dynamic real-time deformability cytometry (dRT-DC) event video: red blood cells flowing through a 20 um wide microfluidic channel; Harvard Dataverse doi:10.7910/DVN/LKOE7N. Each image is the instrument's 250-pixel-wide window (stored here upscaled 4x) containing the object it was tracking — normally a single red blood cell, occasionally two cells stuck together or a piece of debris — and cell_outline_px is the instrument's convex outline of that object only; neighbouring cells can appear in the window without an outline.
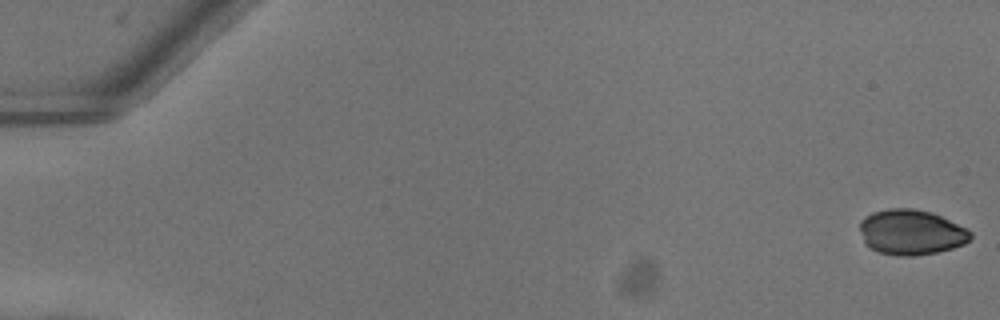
{"species": "common noctule bat (a hibernating species)", "species_latin": "Nyctalus noctula", "temperature_condition": "warm", "stored_images_in_passage": 14, "camera_frame_rate_fps": 3000, "um_per_image_px": 0.085, "animal": {"sex": "female"}, "frame": {"image": 1, "passage_image": 1, "time_ms": 0.0, "image_size_px": [1000, 320], "cell_outline_px": [[972, 236], [964, 244], [952, 248], [936, 252], [916, 256], [896, 256], [880, 252], [864, 244], [860, 232], [860, 220], [864, 216], [872, 212], [888, 208], [912, 208], [932, 212], [968, 228], [972, 232]], "centroid_in_image_um": [77.44, 19.73], "position_along_channel_um": 7.6, "area_um2": 29.48}}
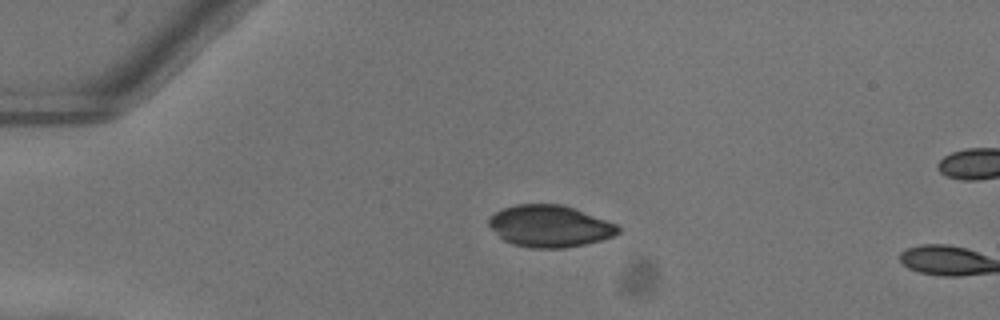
{"frame": {"image": 2, "passage_image": 13, "time_ms": 4.0, "image_size_px": [1000, 320], "cell_outline_px": [[620, 232], [612, 236], [600, 240], [584, 244], [564, 248], [528, 248], [512, 244], [504, 240], [488, 224], [488, 220], [496, 212], [504, 208], [516, 204], [560, 204], [572, 208], [616, 224], [620, 228]], "centroid_in_image_um": [46.71, 19.23], "position_along_channel_um": 38.3, "area_um2": 31.04}}